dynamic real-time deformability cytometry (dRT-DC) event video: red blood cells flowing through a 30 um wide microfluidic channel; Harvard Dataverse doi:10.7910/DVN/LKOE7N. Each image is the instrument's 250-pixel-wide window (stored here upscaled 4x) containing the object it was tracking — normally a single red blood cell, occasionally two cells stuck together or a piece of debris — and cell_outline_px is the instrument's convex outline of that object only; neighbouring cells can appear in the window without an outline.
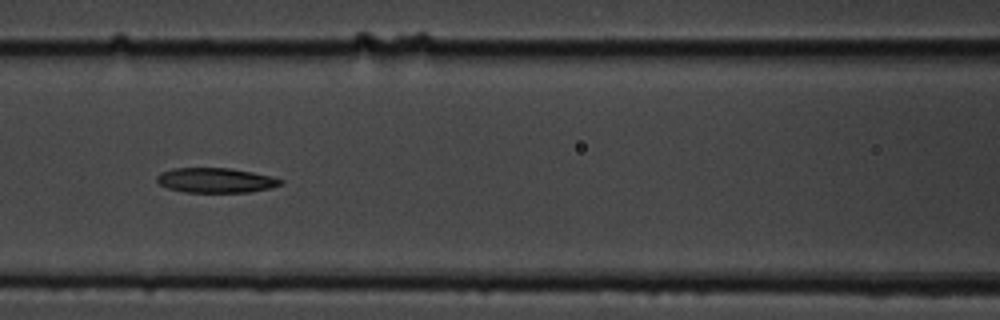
{"species": "common noctule bat (a hibernating species)", "species_latin": "Nyctalus noctula", "temperature_condition": "cold", "stored_images_in_passage": 16, "camera_frame_rate_fps": 3000, "um_per_image_px": 0.085, "animal": {"sex": "male", "body_mass_g": 19.5, "forearm_length_mm": 54.6}, "frame": {"image": 1, "passage_image": 7, "time_ms": 7.667, "image_size_px": [1000, 320], "cell_outline_px": [[284, 180], [280, 184], [268, 188], [248, 192], [184, 192], [168, 188], [160, 184], [156, 180], [156, 176], [160, 172], [172, 168], [232, 168], [272, 176]], "centroid_in_image_um": [18.3, 15.31], "position_along_channel_um": 148.3, "area_um2": 17.86}}
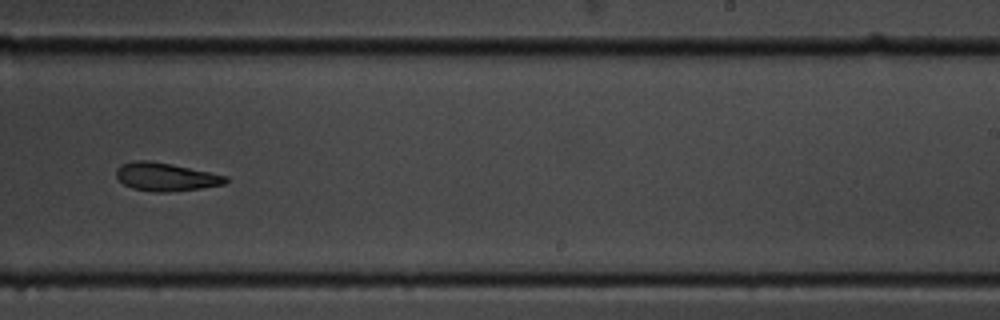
{"frame": {"image": 2, "passage_image": 10, "time_ms": 11.333, "image_size_px": [1000, 320], "cell_outline_px": [[228, 180], [224, 184], [200, 188], [168, 192], [156, 192], [132, 188], [124, 184], [116, 176], [116, 168], [120, 164], [132, 160], [152, 160], [172, 164], [228, 176]], "centroid_in_image_um": [14.05, 15.01], "position_along_channel_um": 274.9, "area_um2": 18.03}, "authors_computed_cell_mechanics": {"area_um2": 19.1318, "velocity_mm_per_s": 3.4702, "shape_relaxation_time_tau1_ms": 3.7274, "shape_relaxation_time_tau2_ms": 2.5081, "deformation_change_tau1": 0.1205, "deformation_change_tau2": 0.0703}}